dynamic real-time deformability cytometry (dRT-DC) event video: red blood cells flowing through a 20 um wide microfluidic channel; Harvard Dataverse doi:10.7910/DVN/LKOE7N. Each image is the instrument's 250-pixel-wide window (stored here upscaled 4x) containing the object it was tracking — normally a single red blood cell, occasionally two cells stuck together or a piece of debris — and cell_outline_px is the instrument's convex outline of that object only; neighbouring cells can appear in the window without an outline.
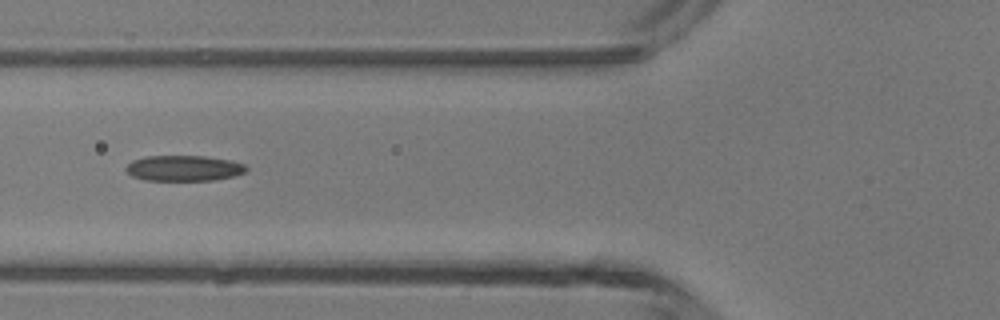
{"species": "common noctule bat (a hibernating species)", "species_latin": "Nyctalus noctula", "temperature_condition": "room temperature", "stored_images_in_passage": 45, "segment_of_instrument_passage": [2, 2], "camera_frame_rate_fps": 3000, "um_per_image_px": 0.085, "animal": {"sex": "male", "body_mass_g": 13.3}, "frame": {"image": 1, "passage_image": 17, "time_ms": 5.333, "image_size_px": [1000, 320], "cell_outline_px": [[248, 168], [244, 172], [232, 176], [216, 180], [144, 180], [132, 176], [124, 168], [132, 160], [144, 156], [204, 156], [232, 160], [244, 164]], "centroid_in_image_um": [15.61, 14.29], "position_along_channel_um": 110.2, "area_um2": 17.98}}
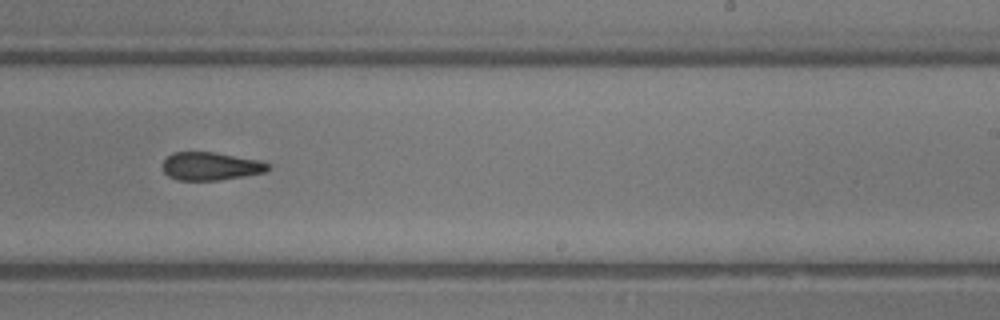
{"frame": {"image": 2, "passage_image": 28, "time_ms": 9.0, "image_size_px": [1000, 320], "cell_outline_px": [[268, 168], [264, 172], [244, 176], [220, 180], [176, 180], [168, 176], [164, 172], [164, 160], [172, 152], [212, 152], [256, 160], [268, 164]], "centroid_in_image_um": [17.84, 14.14], "position_along_channel_um": 271.2, "area_um2": 16.88}}
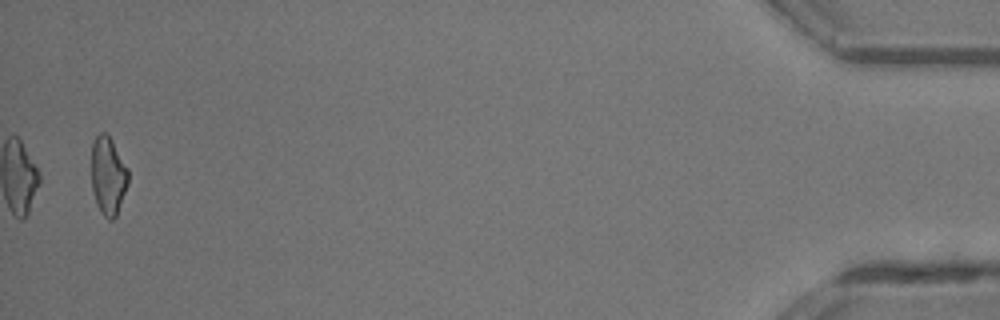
{"frame": {"image": 3, "passage_image": 45, "time_ms": 14.667, "image_size_px": [1000, 320], "cell_outline_px": [[128, 184], [116, 216], [112, 220], [108, 220], [100, 212], [96, 204], [92, 192], [92, 144], [96, 136], [100, 132], [104, 132], [112, 140], [128, 168]], "centroid_in_image_um": [9.18, 14.96], "position_along_channel_um": 426.0, "area_um2": 16.82}}